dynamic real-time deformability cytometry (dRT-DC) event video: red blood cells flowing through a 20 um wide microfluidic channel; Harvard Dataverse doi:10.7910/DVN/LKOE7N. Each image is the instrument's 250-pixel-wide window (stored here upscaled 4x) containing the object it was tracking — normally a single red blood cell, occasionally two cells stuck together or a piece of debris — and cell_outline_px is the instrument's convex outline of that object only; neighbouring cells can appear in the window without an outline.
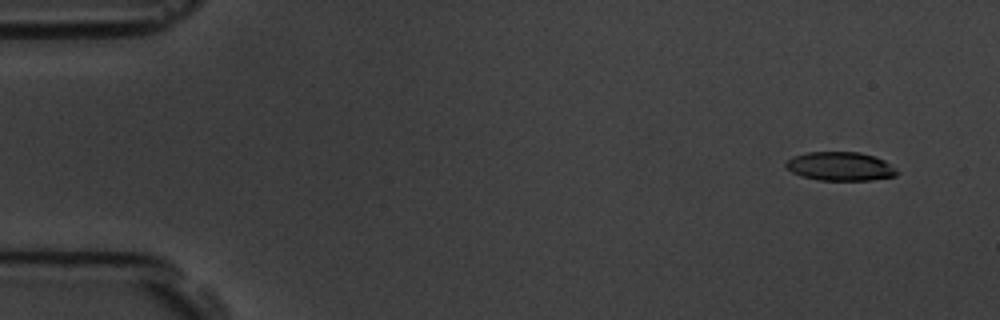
{"species": "common noctule bat (a hibernating species)", "species_latin": "Nyctalus noctula", "temperature_condition": "room temperature", "stored_images_in_passage": 5, "camera_frame_rate_fps": 3000, "um_per_image_px": 0.085, "animal": {"sex": "male", "body_mass_g": 19.5, "forearm_length_mm": 54.6}, "frame": {"image": 1, "passage_image": 1, "time_ms": 0.0, "image_size_px": [1000, 320], "cell_outline_px": [[900, 172], [896, 176], [872, 180], [820, 180], [800, 176], [792, 172], [784, 164], [792, 156], [808, 152], [860, 152], [876, 156], [884, 160]], "centroid_in_image_um": [71.44, 14.14], "position_along_channel_um": 13.6, "area_um2": 18.73}}
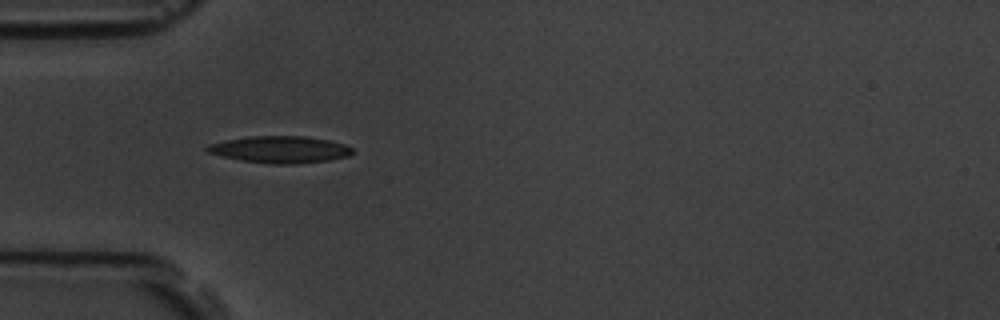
{"frame": {"image": 2, "passage_image": 5, "time_ms": 4.333, "image_size_px": [1000, 320], "cell_outline_px": [[356, 152], [348, 156], [328, 160], [292, 164], [272, 164], [240, 160], [220, 156], [208, 152], [204, 148], [208, 144], [248, 136], [304, 136], [328, 140], [344, 144], [352, 148]], "centroid_in_image_um": [23.8, 12.71], "position_along_channel_um": 61.2, "area_um2": 22.72}}